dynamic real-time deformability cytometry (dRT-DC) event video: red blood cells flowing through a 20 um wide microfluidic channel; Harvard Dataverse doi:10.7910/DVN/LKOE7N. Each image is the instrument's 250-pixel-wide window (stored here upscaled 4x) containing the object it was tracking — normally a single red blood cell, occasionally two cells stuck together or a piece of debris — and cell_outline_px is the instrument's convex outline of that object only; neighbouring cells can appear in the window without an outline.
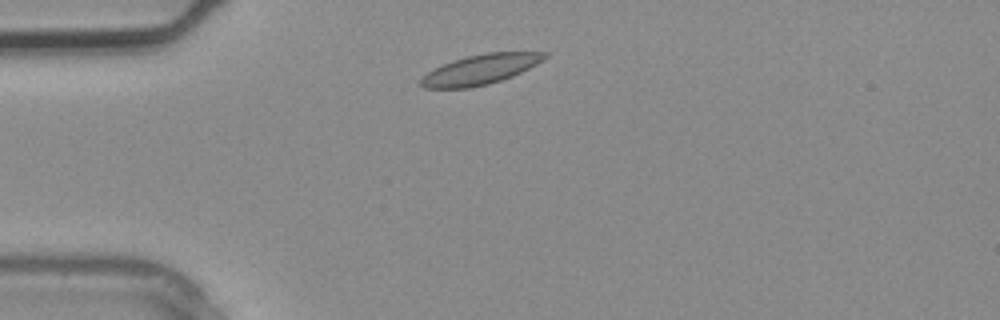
{"species": "common noctule bat (a hibernating species)", "species_latin": "Nyctalus noctula", "temperature_condition": "warm", "stored_images_in_passage": 1, "camera_frame_rate_fps": 3000, "um_per_image_px": 0.085, "animal": {"sex": "male", "body_mass_g": 20.4}, "frame": {"image": 1, "passage_image": 1, "time_ms": 0.0, "image_size_px": [1000, 320], "cell_outline_px": [[548, 56], [544, 60], [512, 76], [488, 84], [468, 88], [424, 88], [420, 84], [420, 80], [428, 72], [452, 60], [484, 52], [548, 52]], "centroid_in_image_um": [40.85, 5.89], "position_along_channel_um": 44.2, "area_um2": 21.33}}